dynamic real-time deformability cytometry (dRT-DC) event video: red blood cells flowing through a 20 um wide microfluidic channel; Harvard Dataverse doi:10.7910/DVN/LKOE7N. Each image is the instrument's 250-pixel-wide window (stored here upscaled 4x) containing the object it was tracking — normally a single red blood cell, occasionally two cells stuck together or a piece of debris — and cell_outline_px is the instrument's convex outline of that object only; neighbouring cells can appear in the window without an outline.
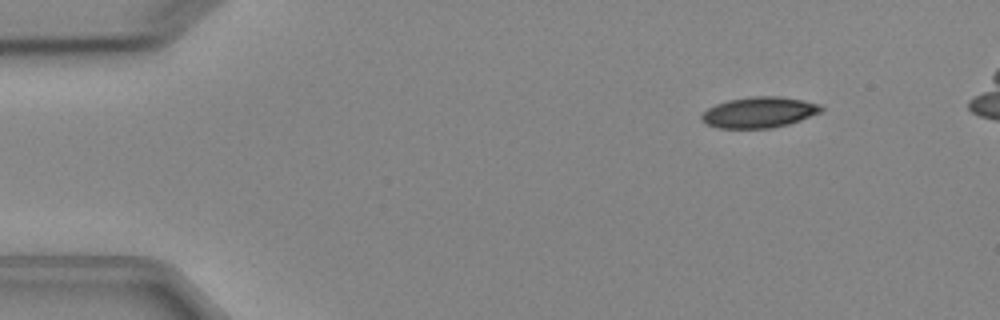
{"species": "Egyptian fruit bat (a non-hibernating species)", "species_latin": "Rousettus aegyptiacus", "temperature_condition": "cold", "stored_images_in_passage": 8, "camera_frame_rate_fps": 3000, "um_per_image_px": 0.085, "animal": {"sex": "female"}, "frame": {"image": 1, "passage_image": 2, "time_ms": 1.0, "image_size_px": [1000, 320], "cell_outline_px": [[824, 108], [820, 112], [800, 120], [788, 124], [772, 128], [716, 128], [700, 120], [700, 116], [708, 108], [716, 104], [728, 100], [752, 96], [780, 96], [804, 100], [820, 104]], "centroid_in_image_um": [64.52, 9.54], "position_along_channel_um": 20.5, "area_um2": 21.5}}
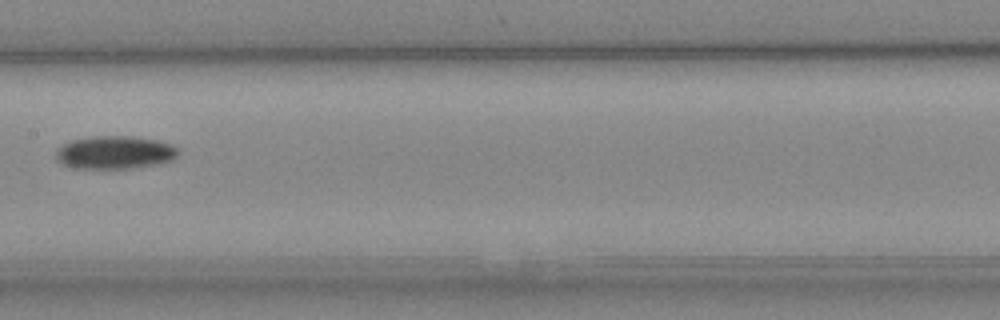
{"frame": {"image": 2, "passage_image": 7, "time_ms": 7.667, "image_size_px": [1000, 320], "cell_outline_px": [[180, 152], [172, 160], [156, 164], [132, 168], [76, 168], [64, 164], [56, 160], [56, 152], [64, 144], [72, 140], [92, 136], [128, 136], [160, 140], [172, 144]], "centroid_in_image_um": [9.79, 12.95], "position_along_channel_um": 197.6, "area_um2": 23.41}}
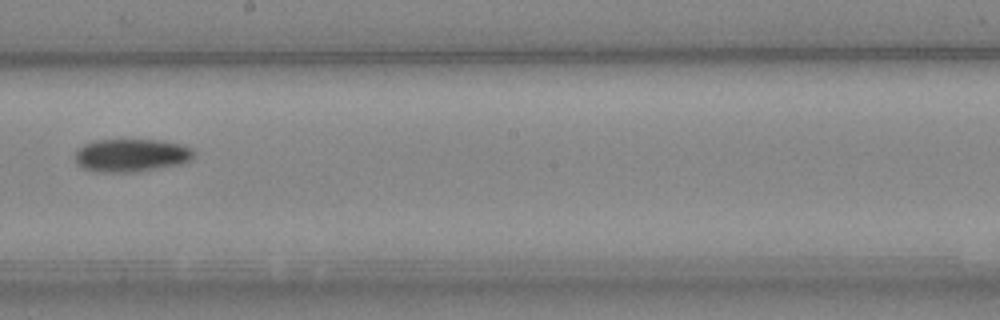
{"frame": {"image": 3, "passage_image": 8, "time_ms": 8.667, "image_size_px": [1000, 320], "cell_outline_px": [[192, 156], [188, 160], [180, 164], [136, 172], [96, 172], [84, 168], [76, 164], [76, 152], [84, 144], [96, 140], [160, 140], [180, 144], [192, 148]], "centroid_in_image_um": [11.13, 13.2], "position_along_channel_um": 237.1, "area_um2": 22.6}}